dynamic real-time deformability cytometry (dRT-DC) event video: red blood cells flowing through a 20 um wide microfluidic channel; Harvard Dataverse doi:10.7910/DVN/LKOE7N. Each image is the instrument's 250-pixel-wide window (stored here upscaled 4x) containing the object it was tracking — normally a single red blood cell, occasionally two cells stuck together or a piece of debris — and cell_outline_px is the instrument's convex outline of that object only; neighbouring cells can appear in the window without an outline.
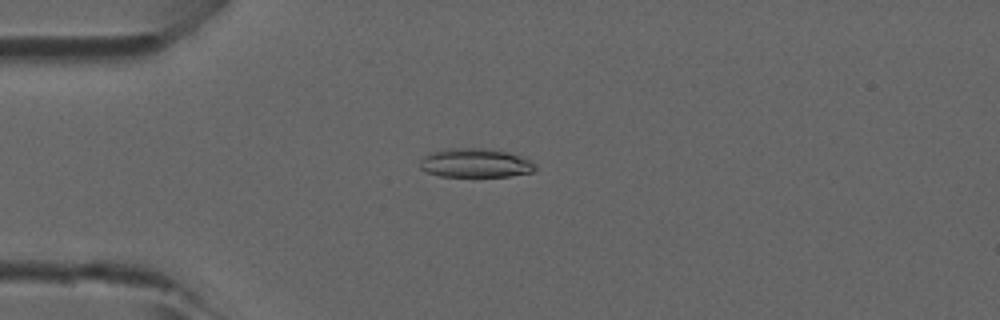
{"species": "common noctule bat (a hibernating species)", "species_latin": "Nyctalus noctula", "temperature_condition": "room temperature", "stored_images_in_passage": 45, "camera_frame_rate_fps": 3000, "um_per_image_px": 0.085, "animal": {"sex": "male", "forearm_length_mm": 52.5}, "frame": {"image": 1, "passage_image": 12, "time_ms": 3.667, "image_size_px": [1000, 320], "cell_outline_px": [[536, 168], [532, 172], [508, 176], [440, 176], [428, 172], [420, 168], [420, 160], [424, 156], [432, 152], [448, 148], [488, 148], [508, 152], [528, 160], [536, 164]], "centroid_in_image_um": [40.39, 13.85], "position_along_channel_um": 44.6, "area_um2": 19.31}}
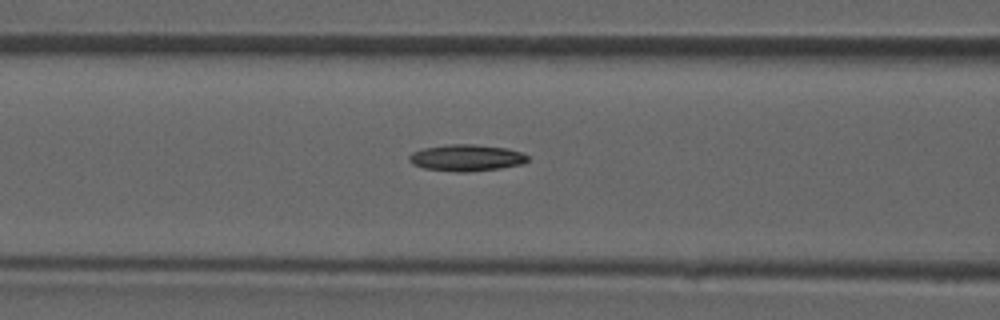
{"frame": {"image": 2, "passage_image": 19, "time_ms": 6.0, "image_size_px": [1000, 320], "cell_outline_px": [[528, 160], [524, 164], [500, 168], [468, 172], [456, 172], [424, 168], [412, 164], [408, 160], [408, 156], [412, 152], [424, 148], [448, 144], [472, 144], [508, 148], [524, 152], [528, 156]], "centroid_in_image_um": [39.67, 13.41], "position_along_channel_um": 126.9, "area_um2": 18.55}}
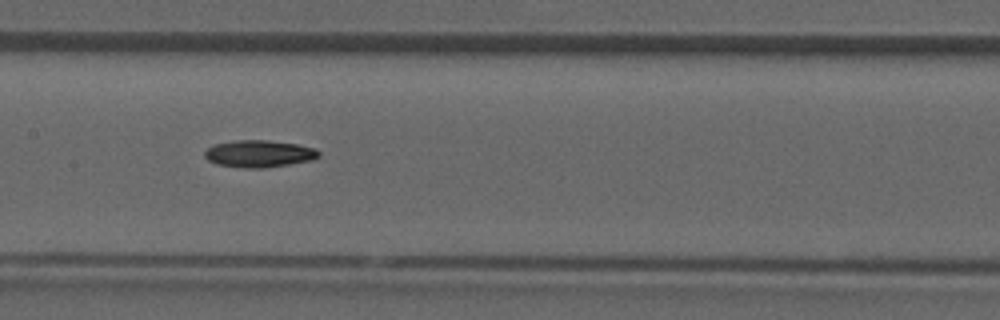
{"frame": {"image": 3, "passage_image": 23, "time_ms": 7.333, "image_size_px": [1000, 320], "cell_outline_px": [[320, 156], [312, 160], [264, 168], [244, 168], [216, 164], [208, 160], [204, 156], [204, 152], [208, 148], [216, 144], [236, 140], [268, 140], [296, 144], [316, 148], [320, 152]], "centroid_in_image_um": [22.03, 13.07], "position_along_channel_um": 185.4, "area_um2": 17.98}}